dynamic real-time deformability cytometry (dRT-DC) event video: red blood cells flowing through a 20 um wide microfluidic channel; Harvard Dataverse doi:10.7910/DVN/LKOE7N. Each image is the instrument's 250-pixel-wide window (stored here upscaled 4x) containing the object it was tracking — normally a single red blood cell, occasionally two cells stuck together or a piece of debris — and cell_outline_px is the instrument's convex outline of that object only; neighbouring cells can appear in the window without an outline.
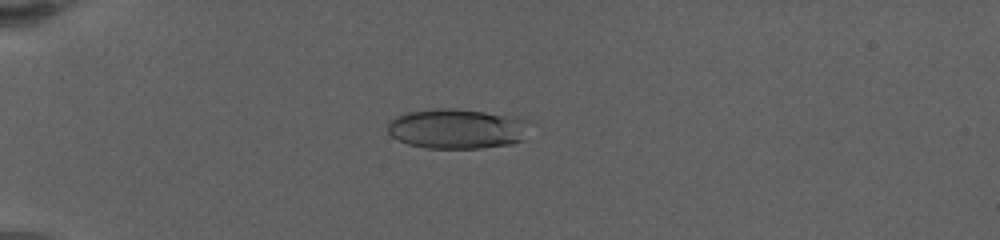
{"species": "human", "species_latin": "Homo sapiens", "temperature_condition": "warm", "stored_images_in_passage": 63, "camera_frame_rate_fps": 3000, "um_per_image_px": 0.085, "donor": {"sex": "female"}, "frame": {"image": 1, "passage_image": 18, "time_ms": 5.667, "image_size_px": [1000, 240], "cell_outline_px": [[524, 120], [520, 140], [512, 144], [480, 148], [424, 148], [408, 144], [392, 136], [388, 132], [388, 124], [392, 120], [408, 112], [436, 108], [452, 108], [484, 112]], "centroid_in_image_um": [38.71, 10.96], "position_along_channel_um": 46.3, "area_um2": 31.91}}
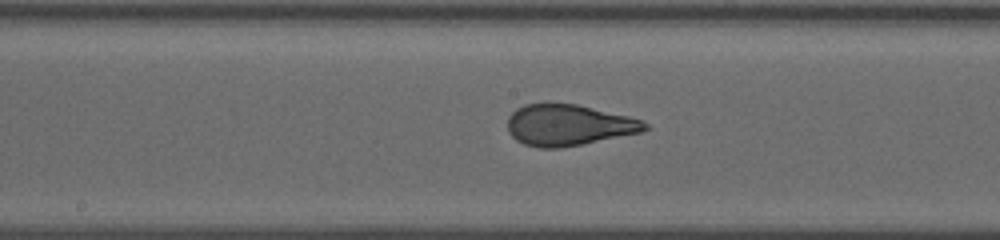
{"frame": {"image": 2, "passage_image": 35, "time_ms": 11.333, "image_size_px": [1000, 240], "cell_outline_px": [[652, 128], [640, 132], [560, 148], [540, 148], [524, 144], [516, 140], [512, 136], [508, 128], [508, 116], [516, 108], [524, 104], [548, 100], [576, 104], [628, 116], [644, 120]], "centroid_in_image_um": [48.29, 10.59], "position_along_channel_um": 199.9, "area_um2": 33.41}}
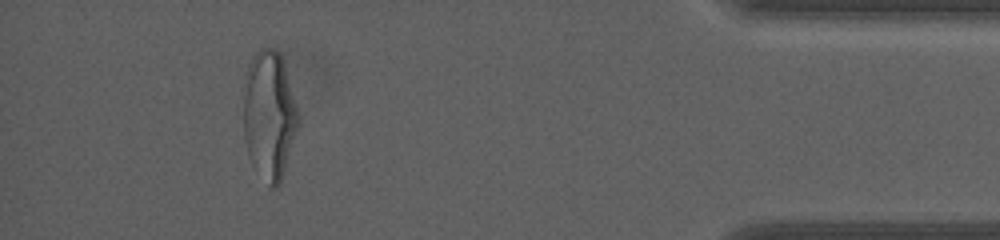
{"frame": {"image": 3, "passage_image": 58, "time_ms": 19.0, "image_size_px": [1000, 240], "cell_outline_px": [[300, 124], [280, 184], [276, 188], [272, 188], [252, 164], [248, 156], [244, 136], [244, 92], [248, 64], [252, 56], [260, 48], [272, 48], [280, 52], [284, 64], [300, 116]], "centroid_in_image_um": [22.9, 9.79], "position_along_channel_um": 412.3, "area_um2": 41.21}, "authors_computed_cell_mechanics": {"area_um2": 33.813, "velocity_mm_per_s": 3.3663, "shape_relaxation_time_tau1_ms": 4.0966, "shape_relaxation_time_tau2_ms": null, "deformation_change_tau1": 0.2086, "deformation_change_tau2": null}}